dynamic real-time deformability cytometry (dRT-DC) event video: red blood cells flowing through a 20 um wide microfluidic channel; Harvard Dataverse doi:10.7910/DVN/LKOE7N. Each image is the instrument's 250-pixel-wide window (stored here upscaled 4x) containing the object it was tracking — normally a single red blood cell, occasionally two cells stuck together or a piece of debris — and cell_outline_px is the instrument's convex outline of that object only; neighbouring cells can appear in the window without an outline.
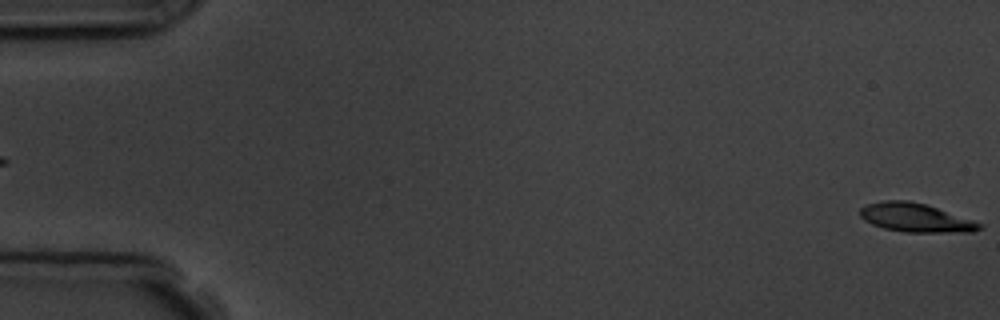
{"species": "common noctule bat (a hibernating species)", "species_latin": "Nyctalus noctula", "temperature_condition": "room temperature", "stored_images_in_passage": 5, "segment_of_instrument_passage": [2, 2], "camera_frame_rate_fps": 3000, "um_per_image_px": 0.085, "animal": {"sex": "male", "body_mass_g": 19.5, "forearm_length_mm": 54.6}, "frame": {"image": 1, "passage_image": 5, "time_ms": 6.333, "image_size_px": [1000, 320], "cell_outline_px": [[984, 228], [972, 232], [904, 232], [884, 228], [872, 224], [864, 220], [860, 216], [860, 208], [868, 204], [884, 200], [908, 200], [924, 204], [984, 224]], "centroid_in_image_um": [77.82, 18.51], "position_along_channel_um": 7.2, "area_um2": 19.83}}